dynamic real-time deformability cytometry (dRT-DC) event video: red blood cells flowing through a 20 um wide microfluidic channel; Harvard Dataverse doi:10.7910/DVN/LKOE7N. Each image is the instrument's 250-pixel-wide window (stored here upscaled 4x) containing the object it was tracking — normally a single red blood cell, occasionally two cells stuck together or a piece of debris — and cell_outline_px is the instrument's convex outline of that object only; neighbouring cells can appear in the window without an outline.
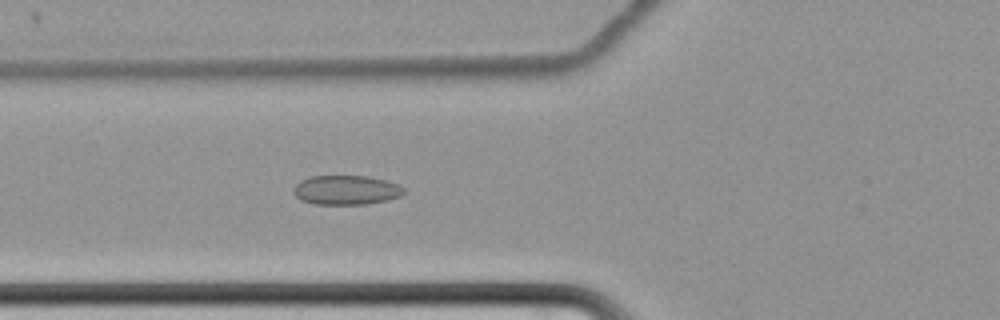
{"species": "common noctule bat (a hibernating species)", "species_latin": "Nyctalus noctula", "temperature_condition": "cold", "stored_images_in_passage": 32, "camera_frame_rate_fps": 3000, "um_per_image_px": 0.085, "animal": {"sex": "female", "body_mass_g": 22.7, "forearm_length_mm": 54.2}, "frame": {"image": 1, "passage_image": 22, "time_ms": 7.0, "image_size_px": [1000, 320], "cell_outline_px": [[404, 192], [400, 196], [388, 200], [368, 204], [316, 204], [300, 200], [292, 192], [292, 188], [300, 180], [308, 176], [368, 176], [400, 184], [404, 188]], "centroid_in_image_um": [29.4, 16.15], "position_along_channel_um": 96.4, "area_um2": 19.07}}
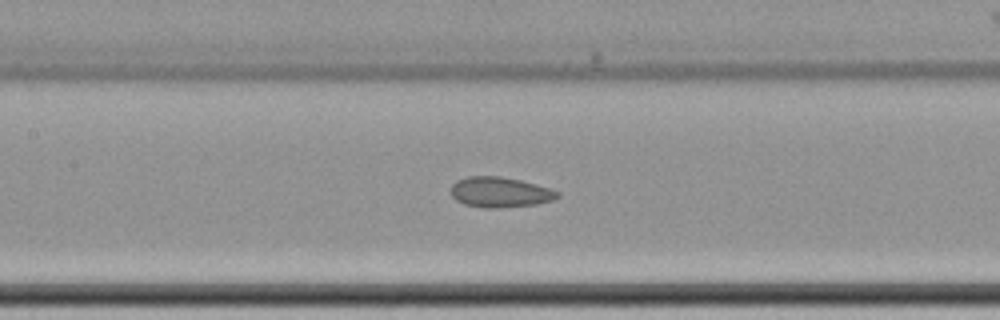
{"frame": {"image": 2, "passage_image": 28, "time_ms": 9.0, "image_size_px": [1000, 320], "cell_outline_px": [[560, 196], [552, 200], [536, 204], [500, 208], [484, 208], [464, 204], [456, 200], [452, 196], [452, 184], [456, 180], [468, 176], [500, 176], [520, 180], [536, 184], [560, 192]], "centroid_in_image_um": [42.49, 16.34], "position_along_channel_um": 164.9, "area_um2": 18.84}}
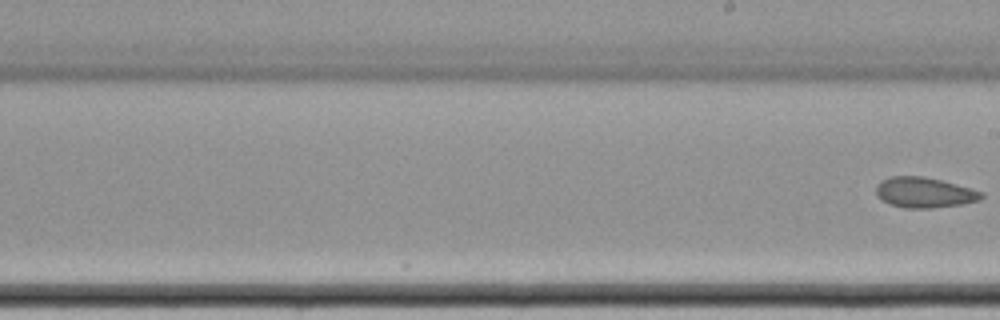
{"frame": {"image": 3, "passage_image": 32, "time_ms": 10.333, "image_size_px": [1000, 320], "cell_outline_px": [[984, 196], [980, 200], [964, 204], [932, 208], [904, 208], [888, 204], [876, 196], [876, 184], [880, 180], [892, 176], [924, 176], [940, 180], [984, 192]], "centroid_in_image_um": [78.54, 16.37], "position_along_channel_um": 210.5, "area_um2": 18.84}}